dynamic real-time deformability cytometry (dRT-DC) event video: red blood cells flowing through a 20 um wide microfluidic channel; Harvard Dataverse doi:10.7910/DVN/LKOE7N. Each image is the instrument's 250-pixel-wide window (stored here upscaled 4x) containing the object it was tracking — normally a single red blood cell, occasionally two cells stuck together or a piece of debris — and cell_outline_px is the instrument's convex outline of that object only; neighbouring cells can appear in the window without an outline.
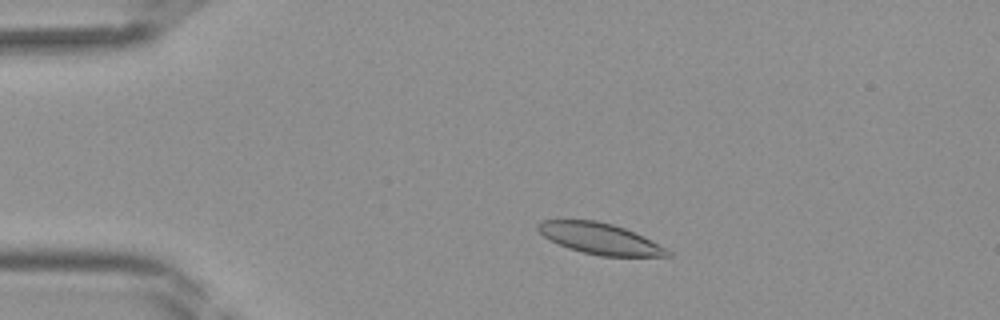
{"species": "Egyptian fruit bat (a non-hibernating species)", "species_latin": "Rousettus aegyptiacus", "temperature_condition": "room temperature", "stored_images_in_passage": 39, "camera_frame_rate_fps": 3000, "um_per_image_px": 0.085, "frame": {"image": 1, "passage_image": 6, "time_ms": 1.667, "image_size_px": [1000, 320], "cell_outline_px": [[672, 256], [600, 256], [568, 248], [544, 236], [536, 228], [536, 224], [540, 220], [596, 220], [612, 224], [624, 228], [644, 236], [672, 252]], "centroid_in_image_um": [50.99, 20.27], "position_along_channel_um": 34.0, "area_um2": 23.24}}
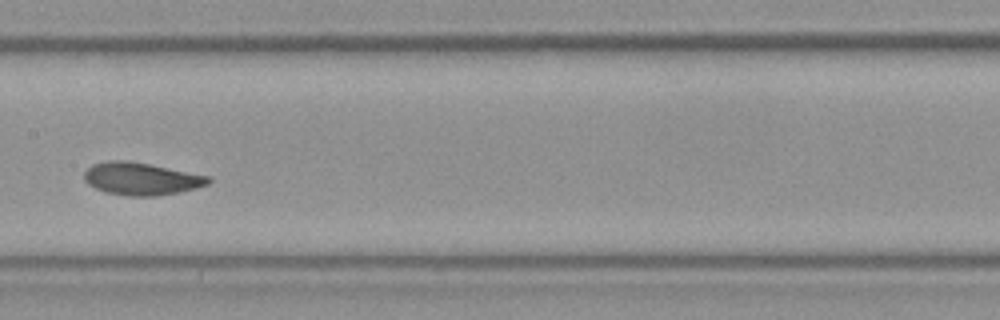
{"frame": {"image": 2, "passage_image": 19, "time_ms": 6.0, "image_size_px": [1000, 320], "cell_outline_px": [[212, 180], [208, 184], [196, 188], [180, 192], [156, 196], [132, 196], [104, 192], [88, 184], [84, 180], [84, 172], [92, 164], [108, 160], [128, 160], [208, 176]], "centroid_in_image_um": [11.97, 15.19], "position_along_channel_um": 195.4, "area_um2": 23.41}}
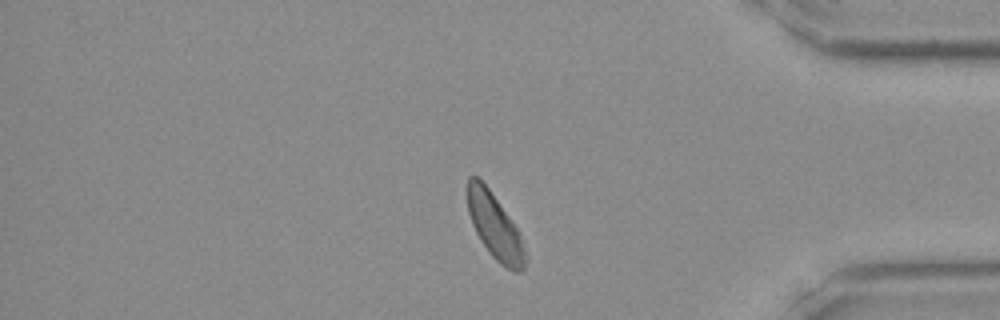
{"frame": {"image": 3, "passage_image": 33, "time_ms": 10.667, "image_size_px": [1000, 320], "cell_outline_px": [[528, 256], [524, 268], [520, 272], [516, 272], [500, 264], [492, 256], [480, 240], [472, 224], [468, 212], [464, 192], [468, 176], [476, 176], [488, 188], [508, 216], [516, 228], [520, 236]], "centroid_in_image_um": [42.02, 19.23], "position_along_channel_um": 393.2, "area_um2": 22.08}}